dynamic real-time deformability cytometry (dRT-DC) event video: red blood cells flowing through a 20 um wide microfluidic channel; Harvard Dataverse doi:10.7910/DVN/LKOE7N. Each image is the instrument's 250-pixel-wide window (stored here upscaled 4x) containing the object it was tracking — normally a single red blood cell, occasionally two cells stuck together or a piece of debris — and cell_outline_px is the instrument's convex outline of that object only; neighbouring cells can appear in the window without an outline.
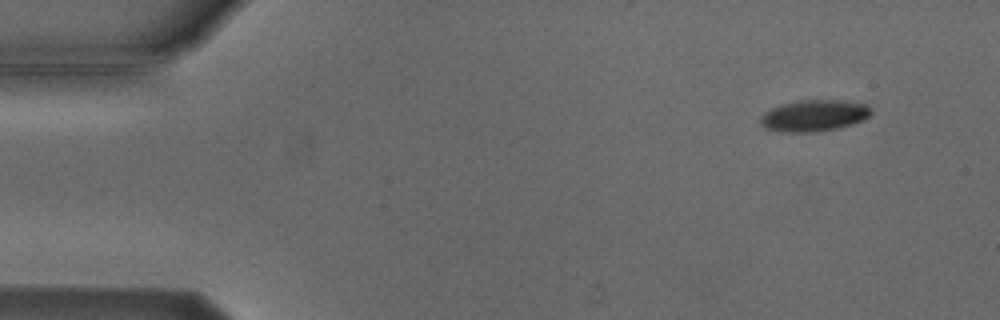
{"species": "Egyptian fruit bat (a non-hibernating species)", "species_latin": "Rousettus aegyptiacus", "temperature_condition": "cold", "stored_images_in_passage": 5, "camera_frame_rate_fps": 3000, "um_per_image_px": 0.085, "animal": {"sex": "male"}, "frame": {"image": 1, "passage_image": 2, "time_ms": 1.0, "image_size_px": [1000, 320], "cell_outline_px": [[872, 112], [868, 116], [852, 124], [836, 128], [816, 132], [780, 132], [764, 128], [760, 124], [760, 116], [764, 112], [780, 104], [796, 100], [844, 100], [868, 104], [872, 108]], "centroid_in_image_um": [69.16, 9.81], "position_along_channel_um": 15.8, "area_um2": 20.52}}